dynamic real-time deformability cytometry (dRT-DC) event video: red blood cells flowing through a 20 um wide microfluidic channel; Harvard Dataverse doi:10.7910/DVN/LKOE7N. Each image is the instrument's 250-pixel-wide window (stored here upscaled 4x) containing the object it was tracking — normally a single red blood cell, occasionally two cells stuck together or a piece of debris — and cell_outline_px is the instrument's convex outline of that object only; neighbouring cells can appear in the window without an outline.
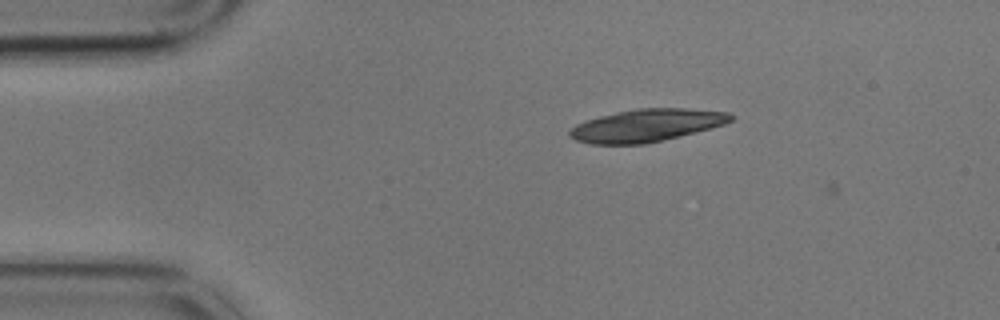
{"species": "common noctule bat (a hibernating species)", "species_latin": "Nyctalus noctula", "temperature_condition": "cold", "stored_images_in_passage": 2, "camera_frame_rate_fps": 3000, "um_per_image_px": 0.085, "animal": {"sex": "male", "body_mass_g": 17.9}, "frame": {"image": 1, "passage_image": 1, "time_ms": 0.0, "image_size_px": [1000, 320], "cell_outline_px": [[736, 116], [732, 120], [724, 124], [712, 128], [680, 136], [644, 144], [592, 144], [576, 140], [568, 136], [568, 132], [576, 124], [584, 120], [616, 112], [636, 108], [688, 108], [728, 112]], "centroid_in_image_um": [54.96, 10.65], "position_along_channel_um": 30.0, "area_um2": 30.69}}